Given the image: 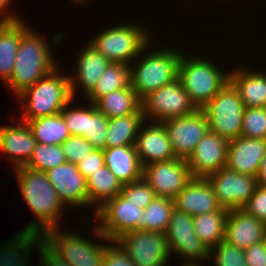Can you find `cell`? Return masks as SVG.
Listing matches in <instances>:
<instances>
[{
	"instance_id": "40",
	"label": "cell",
	"mask_w": 266,
	"mask_h": 266,
	"mask_svg": "<svg viewBox=\"0 0 266 266\" xmlns=\"http://www.w3.org/2000/svg\"><path fill=\"white\" fill-rule=\"evenodd\" d=\"M61 146L66 162L73 164L79 163L81 159H84L95 149L84 137L77 135H71Z\"/></svg>"
},
{
	"instance_id": "47",
	"label": "cell",
	"mask_w": 266,
	"mask_h": 266,
	"mask_svg": "<svg viewBox=\"0 0 266 266\" xmlns=\"http://www.w3.org/2000/svg\"><path fill=\"white\" fill-rule=\"evenodd\" d=\"M256 177H257L258 186L266 187V155L261 160L260 167Z\"/></svg>"
},
{
	"instance_id": "22",
	"label": "cell",
	"mask_w": 266,
	"mask_h": 266,
	"mask_svg": "<svg viewBox=\"0 0 266 266\" xmlns=\"http://www.w3.org/2000/svg\"><path fill=\"white\" fill-rule=\"evenodd\" d=\"M82 49L80 55L77 56V64H75L77 65L75 66L77 69L74 72L75 74L69 75L73 98L78 88L82 89L81 91L87 96L97 85L100 77L111 63L88 43Z\"/></svg>"
},
{
	"instance_id": "46",
	"label": "cell",
	"mask_w": 266,
	"mask_h": 266,
	"mask_svg": "<svg viewBox=\"0 0 266 266\" xmlns=\"http://www.w3.org/2000/svg\"><path fill=\"white\" fill-rule=\"evenodd\" d=\"M11 1L12 0H0V13L4 14V12H5V14H4L5 16L4 15L0 16V21H16V20L22 19V18H18V16H16L15 13L9 12L7 14L6 10H8V6L11 4Z\"/></svg>"
},
{
	"instance_id": "49",
	"label": "cell",
	"mask_w": 266,
	"mask_h": 266,
	"mask_svg": "<svg viewBox=\"0 0 266 266\" xmlns=\"http://www.w3.org/2000/svg\"><path fill=\"white\" fill-rule=\"evenodd\" d=\"M264 245H265V248H266V237H265V240H264Z\"/></svg>"
},
{
	"instance_id": "18",
	"label": "cell",
	"mask_w": 266,
	"mask_h": 266,
	"mask_svg": "<svg viewBox=\"0 0 266 266\" xmlns=\"http://www.w3.org/2000/svg\"><path fill=\"white\" fill-rule=\"evenodd\" d=\"M142 123L135 147L142 167L160 161L175 159L168 133L161 122L152 121L151 125Z\"/></svg>"
},
{
	"instance_id": "7",
	"label": "cell",
	"mask_w": 266,
	"mask_h": 266,
	"mask_svg": "<svg viewBox=\"0 0 266 266\" xmlns=\"http://www.w3.org/2000/svg\"><path fill=\"white\" fill-rule=\"evenodd\" d=\"M201 109L207 116L209 131L228 141L241 136L245 106L230 81Z\"/></svg>"
},
{
	"instance_id": "8",
	"label": "cell",
	"mask_w": 266,
	"mask_h": 266,
	"mask_svg": "<svg viewBox=\"0 0 266 266\" xmlns=\"http://www.w3.org/2000/svg\"><path fill=\"white\" fill-rule=\"evenodd\" d=\"M53 228L39 239L61 260L71 266H103L105 243H96L77 235ZM102 244V245H101Z\"/></svg>"
},
{
	"instance_id": "28",
	"label": "cell",
	"mask_w": 266,
	"mask_h": 266,
	"mask_svg": "<svg viewBox=\"0 0 266 266\" xmlns=\"http://www.w3.org/2000/svg\"><path fill=\"white\" fill-rule=\"evenodd\" d=\"M37 246L41 264L39 266H71L55 255L39 238L20 242L1 261L0 266H27L31 248Z\"/></svg>"
},
{
	"instance_id": "13",
	"label": "cell",
	"mask_w": 266,
	"mask_h": 266,
	"mask_svg": "<svg viewBox=\"0 0 266 266\" xmlns=\"http://www.w3.org/2000/svg\"><path fill=\"white\" fill-rule=\"evenodd\" d=\"M176 158L188 160L198 143L209 131L208 119L202 109L189 115L163 121Z\"/></svg>"
},
{
	"instance_id": "4",
	"label": "cell",
	"mask_w": 266,
	"mask_h": 266,
	"mask_svg": "<svg viewBox=\"0 0 266 266\" xmlns=\"http://www.w3.org/2000/svg\"><path fill=\"white\" fill-rule=\"evenodd\" d=\"M149 44L141 51L137 66L130 65L131 87L142 100L149 93L178 79V68L182 52L173 49H157L147 53ZM144 51L145 54H144ZM144 57V58H143Z\"/></svg>"
},
{
	"instance_id": "30",
	"label": "cell",
	"mask_w": 266,
	"mask_h": 266,
	"mask_svg": "<svg viewBox=\"0 0 266 266\" xmlns=\"http://www.w3.org/2000/svg\"><path fill=\"white\" fill-rule=\"evenodd\" d=\"M95 105L99 112L110 119L135 114L141 108V100L130 86L101 97Z\"/></svg>"
},
{
	"instance_id": "26",
	"label": "cell",
	"mask_w": 266,
	"mask_h": 266,
	"mask_svg": "<svg viewBox=\"0 0 266 266\" xmlns=\"http://www.w3.org/2000/svg\"><path fill=\"white\" fill-rule=\"evenodd\" d=\"M22 37V20L0 21V77L6 84L15 66L18 45Z\"/></svg>"
},
{
	"instance_id": "24",
	"label": "cell",
	"mask_w": 266,
	"mask_h": 266,
	"mask_svg": "<svg viewBox=\"0 0 266 266\" xmlns=\"http://www.w3.org/2000/svg\"><path fill=\"white\" fill-rule=\"evenodd\" d=\"M238 69L231 70L229 81L237 89L245 108L266 107V72Z\"/></svg>"
},
{
	"instance_id": "19",
	"label": "cell",
	"mask_w": 266,
	"mask_h": 266,
	"mask_svg": "<svg viewBox=\"0 0 266 266\" xmlns=\"http://www.w3.org/2000/svg\"><path fill=\"white\" fill-rule=\"evenodd\" d=\"M174 208L192 217L217 210H226L219 205L217 196L206 178L193 177L173 198Z\"/></svg>"
},
{
	"instance_id": "32",
	"label": "cell",
	"mask_w": 266,
	"mask_h": 266,
	"mask_svg": "<svg viewBox=\"0 0 266 266\" xmlns=\"http://www.w3.org/2000/svg\"><path fill=\"white\" fill-rule=\"evenodd\" d=\"M24 122H27L37 143L61 145L71 136L61 113Z\"/></svg>"
},
{
	"instance_id": "45",
	"label": "cell",
	"mask_w": 266,
	"mask_h": 266,
	"mask_svg": "<svg viewBox=\"0 0 266 266\" xmlns=\"http://www.w3.org/2000/svg\"><path fill=\"white\" fill-rule=\"evenodd\" d=\"M244 254L247 266H266V248L264 241L246 248Z\"/></svg>"
},
{
	"instance_id": "36",
	"label": "cell",
	"mask_w": 266,
	"mask_h": 266,
	"mask_svg": "<svg viewBox=\"0 0 266 266\" xmlns=\"http://www.w3.org/2000/svg\"><path fill=\"white\" fill-rule=\"evenodd\" d=\"M87 107V125L84 138L90 142L95 149L106 148V137L109 119L97 110L94 103L89 104Z\"/></svg>"
},
{
	"instance_id": "14",
	"label": "cell",
	"mask_w": 266,
	"mask_h": 266,
	"mask_svg": "<svg viewBox=\"0 0 266 266\" xmlns=\"http://www.w3.org/2000/svg\"><path fill=\"white\" fill-rule=\"evenodd\" d=\"M219 205L226 210L242 209L254 193L257 177L244 175L224 167L206 177Z\"/></svg>"
},
{
	"instance_id": "2",
	"label": "cell",
	"mask_w": 266,
	"mask_h": 266,
	"mask_svg": "<svg viewBox=\"0 0 266 266\" xmlns=\"http://www.w3.org/2000/svg\"><path fill=\"white\" fill-rule=\"evenodd\" d=\"M47 40L24 23L22 19V37L18 45L15 66L10 80L5 84L9 91L17 96L36 84L57 67L52 49ZM11 89V90H10Z\"/></svg>"
},
{
	"instance_id": "9",
	"label": "cell",
	"mask_w": 266,
	"mask_h": 266,
	"mask_svg": "<svg viewBox=\"0 0 266 266\" xmlns=\"http://www.w3.org/2000/svg\"><path fill=\"white\" fill-rule=\"evenodd\" d=\"M144 209L137 207L121 194L107 200L96 210L95 217L100 219L93 232L95 237L116 240L122 234L138 230V219L143 216Z\"/></svg>"
},
{
	"instance_id": "12",
	"label": "cell",
	"mask_w": 266,
	"mask_h": 266,
	"mask_svg": "<svg viewBox=\"0 0 266 266\" xmlns=\"http://www.w3.org/2000/svg\"><path fill=\"white\" fill-rule=\"evenodd\" d=\"M116 241L136 266H165L170 259L166 233L135 230Z\"/></svg>"
},
{
	"instance_id": "27",
	"label": "cell",
	"mask_w": 266,
	"mask_h": 266,
	"mask_svg": "<svg viewBox=\"0 0 266 266\" xmlns=\"http://www.w3.org/2000/svg\"><path fill=\"white\" fill-rule=\"evenodd\" d=\"M144 121L141 108L135 114L110 118L106 148L135 145L139 129Z\"/></svg>"
},
{
	"instance_id": "38",
	"label": "cell",
	"mask_w": 266,
	"mask_h": 266,
	"mask_svg": "<svg viewBox=\"0 0 266 266\" xmlns=\"http://www.w3.org/2000/svg\"><path fill=\"white\" fill-rule=\"evenodd\" d=\"M210 259L214 262V266H247L244 250L224 240L210 249Z\"/></svg>"
},
{
	"instance_id": "43",
	"label": "cell",
	"mask_w": 266,
	"mask_h": 266,
	"mask_svg": "<svg viewBox=\"0 0 266 266\" xmlns=\"http://www.w3.org/2000/svg\"><path fill=\"white\" fill-rule=\"evenodd\" d=\"M242 209L257 220L266 223V187L257 186Z\"/></svg>"
},
{
	"instance_id": "34",
	"label": "cell",
	"mask_w": 266,
	"mask_h": 266,
	"mask_svg": "<svg viewBox=\"0 0 266 266\" xmlns=\"http://www.w3.org/2000/svg\"><path fill=\"white\" fill-rule=\"evenodd\" d=\"M173 210L172 198L155 197L138 219V230L166 233Z\"/></svg>"
},
{
	"instance_id": "1",
	"label": "cell",
	"mask_w": 266,
	"mask_h": 266,
	"mask_svg": "<svg viewBox=\"0 0 266 266\" xmlns=\"http://www.w3.org/2000/svg\"><path fill=\"white\" fill-rule=\"evenodd\" d=\"M15 171L23 200L38 221L28 223L25 229L11 238L10 244L7 242L0 247V261L20 242L30 238H40L46 231L58 228L59 219L62 218L61 211L66 207L45 172L26 166L15 168Z\"/></svg>"
},
{
	"instance_id": "6",
	"label": "cell",
	"mask_w": 266,
	"mask_h": 266,
	"mask_svg": "<svg viewBox=\"0 0 266 266\" xmlns=\"http://www.w3.org/2000/svg\"><path fill=\"white\" fill-rule=\"evenodd\" d=\"M136 24H121L109 27L94 35L88 42L111 63L131 65L133 58H140L141 51L150 43V35L144 27ZM130 63V64H129Z\"/></svg>"
},
{
	"instance_id": "15",
	"label": "cell",
	"mask_w": 266,
	"mask_h": 266,
	"mask_svg": "<svg viewBox=\"0 0 266 266\" xmlns=\"http://www.w3.org/2000/svg\"><path fill=\"white\" fill-rule=\"evenodd\" d=\"M142 177L156 197L174 198L193 178L187 160L170 159L143 167Z\"/></svg>"
},
{
	"instance_id": "29",
	"label": "cell",
	"mask_w": 266,
	"mask_h": 266,
	"mask_svg": "<svg viewBox=\"0 0 266 266\" xmlns=\"http://www.w3.org/2000/svg\"><path fill=\"white\" fill-rule=\"evenodd\" d=\"M87 181L88 206L94 204L96 210L100 208L107 200L114 198L121 193L123 185L115 175L106 167L98 169ZM96 203V204H95Z\"/></svg>"
},
{
	"instance_id": "37",
	"label": "cell",
	"mask_w": 266,
	"mask_h": 266,
	"mask_svg": "<svg viewBox=\"0 0 266 266\" xmlns=\"http://www.w3.org/2000/svg\"><path fill=\"white\" fill-rule=\"evenodd\" d=\"M241 136L266 139V107L245 108Z\"/></svg>"
},
{
	"instance_id": "42",
	"label": "cell",
	"mask_w": 266,
	"mask_h": 266,
	"mask_svg": "<svg viewBox=\"0 0 266 266\" xmlns=\"http://www.w3.org/2000/svg\"><path fill=\"white\" fill-rule=\"evenodd\" d=\"M109 242L104 250L103 266H136L116 240Z\"/></svg>"
},
{
	"instance_id": "41",
	"label": "cell",
	"mask_w": 266,
	"mask_h": 266,
	"mask_svg": "<svg viewBox=\"0 0 266 266\" xmlns=\"http://www.w3.org/2000/svg\"><path fill=\"white\" fill-rule=\"evenodd\" d=\"M70 104L72 105L71 101L65 105L61 115L71 135L84 137L87 125V108H73Z\"/></svg>"
},
{
	"instance_id": "23",
	"label": "cell",
	"mask_w": 266,
	"mask_h": 266,
	"mask_svg": "<svg viewBox=\"0 0 266 266\" xmlns=\"http://www.w3.org/2000/svg\"><path fill=\"white\" fill-rule=\"evenodd\" d=\"M21 125L0 126V152L9 157L14 168L25 166L37 144L34 135L27 122L21 121Z\"/></svg>"
},
{
	"instance_id": "10",
	"label": "cell",
	"mask_w": 266,
	"mask_h": 266,
	"mask_svg": "<svg viewBox=\"0 0 266 266\" xmlns=\"http://www.w3.org/2000/svg\"><path fill=\"white\" fill-rule=\"evenodd\" d=\"M141 109L145 121L154 120L162 123L172 118L192 114L198 108L177 79L145 96L141 100Z\"/></svg>"
},
{
	"instance_id": "17",
	"label": "cell",
	"mask_w": 266,
	"mask_h": 266,
	"mask_svg": "<svg viewBox=\"0 0 266 266\" xmlns=\"http://www.w3.org/2000/svg\"><path fill=\"white\" fill-rule=\"evenodd\" d=\"M45 174L64 205L88 207L87 181L76 164L65 162Z\"/></svg>"
},
{
	"instance_id": "25",
	"label": "cell",
	"mask_w": 266,
	"mask_h": 266,
	"mask_svg": "<svg viewBox=\"0 0 266 266\" xmlns=\"http://www.w3.org/2000/svg\"><path fill=\"white\" fill-rule=\"evenodd\" d=\"M105 166L122 185L142 178L143 167L135 145L117 146L103 150Z\"/></svg>"
},
{
	"instance_id": "44",
	"label": "cell",
	"mask_w": 266,
	"mask_h": 266,
	"mask_svg": "<svg viewBox=\"0 0 266 266\" xmlns=\"http://www.w3.org/2000/svg\"><path fill=\"white\" fill-rule=\"evenodd\" d=\"M79 172L84 176L85 179L90 177L98 169L105 166V158L102 149H94L88 156L81 159L76 164Z\"/></svg>"
},
{
	"instance_id": "11",
	"label": "cell",
	"mask_w": 266,
	"mask_h": 266,
	"mask_svg": "<svg viewBox=\"0 0 266 266\" xmlns=\"http://www.w3.org/2000/svg\"><path fill=\"white\" fill-rule=\"evenodd\" d=\"M168 249L187 260V266H201L198 262L209 260L210 250L194 231L193 217L174 208L166 232Z\"/></svg>"
},
{
	"instance_id": "48",
	"label": "cell",
	"mask_w": 266,
	"mask_h": 266,
	"mask_svg": "<svg viewBox=\"0 0 266 266\" xmlns=\"http://www.w3.org/2000/svg\"><path fill=\"white\" fill-rule=\"evenodd\" d=\"M78 2V3H77ZM85 3L86 2V0H74V3H76V4H81V3Z\"/></svg>"
},
{
	"instance_id": "39",
	"label": "cell",
	"mask_w": 266,
	"mask_h": 266,
	"mask_svg": "<svg viewBox=\"0 0 266 266\" xmlns=\"http://www.w3.org/2000/svg\"><path fill=\"white\" fill-rule=\"evenodd\" d=\"M120 194L141 209H145L156 197L154 191L143 177L123 185Z\"/></svg>"
},
{
	"instance_id": "16",
	"label": "cell",
	"mask_w": 266,
	"mask_h": 266,
	"mask_svg": "<svg viewBox=\"0 0 266 266\" xmlns=\"http://www.w3.org/2000/svg\"><path fill=\"white\" fill-rule=\"evenodd\" d=\"M229 141L208 131L187 163L192 177L206 178L226 166Z\"/></svg>"
},
{
	"instance_id": "35",
	"label": "cell",
	"mask_w": 266,
	"mask_h": 266,
	"mask_svg": "<svg viewBox=\"0 0 266 266\" xmlns=\"http://www.w3.org/2000/svg\"><path fill=\"white\" fill-rule=\"evenodd\" d=\"M66 162L61 145H46L37 143L26 167L46 172Z\"/></svg>"
},
{
	"instance_id": "21",
	"label": "cell",
	"mask_w": 266,
	"mask_h": 266,
	"mask_svg": "<svg viewBox=\"0 0 266 266\" xmlns=\"http://www.w3.org/2000/svg\"><path fill=\"white\" fill-rule=\"evenodd\" d=\"M266 223L257 220L243 209L229 210L224 241L245 250L253 244L264 241Z\"/></svg>"
},
{
	"instance_id": "20",
	"label": "cell",
	"mask_w": 266,
	"mask_h": 266,
	"mask_svg": "<svg viewBox=\"0 0 266 266\" xmlns=\"http://www.w3.org/2000/svg\"><path fill=\"white\" fill-rule=\"evenodd\" d=\"M265 155L266 139L240 136L229 141L225 167L240 174L256 177Z\"/></svg>"
},
{
	"instance_id": "3",
	"label": "cell",
	"mask_w": 266,
	"mask_h": 266,
	"mask_svg": "<svg viewBox=\"0 0 266 266\" xmlns=\"http://www.w3.org/2000/svg\"><path fill=\"white\" fill-rule=\"evenodd\" d=\"M59 71L57 66L17 96L22 104L21 121L59 114L69 101L73 102L70 77Z\"/></svg>"
},
{
	"instance_id": "5",
	"label": "cell",
	"mask_w": 266,
	"mask_h": 266,
	"mask_svg": "<svg viewBox=\"0 0 266 266\" xmlns=\"http://www.w3.org/2000/svg\"><path fill=\"white\" fill-rule=\"evenodd\" d=\"M210 59L182 54L178 79L198 109L206 105L229 81V72H223Z\"/></svg>"
},
{
	"instance_id": "31",
	"label": "cell",
	"mask_w": 266,
	"mask_h": 266,
	"mask_svg": "<svg viewBox=\"0 0 266 266\" xmlns=\"http://www.w3.org/2000/svg\"><path fill=\"white\" fill-rule=\"evenodd\" d=\"M229 210H217L193 217L194 231L210 250L224 240Z\"/></svg>"
},
{
	"instance_id": "33",
	"label": "cell",
	"mask_w": 266,
	"mask_h": 266,
	"mask_svg": "<svg viewBox=\"0 0 266 266\" xmlns=\"http://www.w3.org/2000/svg\"><path fill=\"white\" fill-rule=\"evenodd\" d=\"M130 86V65L110 63L97 82V85L86 97L89 102L95 104L101 97Z\"/></svg>"
}]
</instances>
